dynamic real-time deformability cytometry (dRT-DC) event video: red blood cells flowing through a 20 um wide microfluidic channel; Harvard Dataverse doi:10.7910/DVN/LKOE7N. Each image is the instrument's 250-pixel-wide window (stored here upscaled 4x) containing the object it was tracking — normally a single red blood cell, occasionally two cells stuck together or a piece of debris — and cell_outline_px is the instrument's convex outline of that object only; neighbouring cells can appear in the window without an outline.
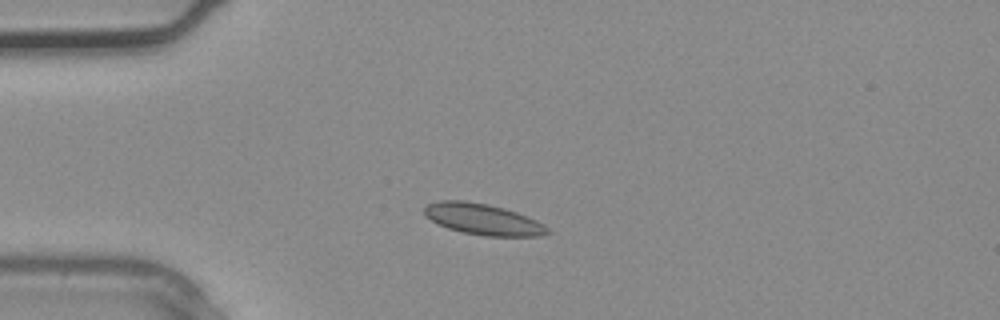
{"species": "common noctule bat (a hibernating species)", "species_latin": "Nyctalus noctula", "temperature_condition": "warm", "stored_images_in_passage": 2, "camera_frame_rate_fps": 3000, "um_per_image_px": 0.085, "animal": {"sex": "male", "body_mass_g": 20.4}, "frame": {"image": 1, "passage_image": 2, "time_ms": 0.333, "image_size_px": [1000, 320], "cell_outline_px": [[552, 232], [540, 236], [484, 236], [464, 232], [448, 228], [424, 216], [424, 208], [428, 204], [440, 200], [464, 200], [488, 204], [504, 208], [516, 212], [536, 220], [544, 224]], "centroid_in_image_um": [41.07, 18.63], "position_along_channel_um": 43.9, "area_um2": 22.25}}